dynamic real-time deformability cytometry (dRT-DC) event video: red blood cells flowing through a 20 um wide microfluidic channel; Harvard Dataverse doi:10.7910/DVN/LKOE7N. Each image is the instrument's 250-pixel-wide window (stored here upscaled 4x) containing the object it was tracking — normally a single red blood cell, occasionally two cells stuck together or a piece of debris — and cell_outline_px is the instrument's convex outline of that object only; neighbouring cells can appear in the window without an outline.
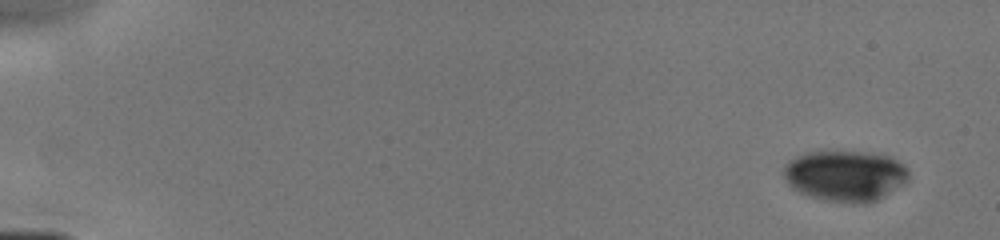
{"species": "human", "species_latin": "Homo sapiens", "temperature_condition": "cold", "stored_images_in_passage": 11, "camera_frame_rate_fps": 3000, "um_per_image_px": 0.085, "donor": {"sex": "male"}, "frame": {"image": 1, "passage_image": 1, "time_ms": 0.0, "image_size_px": [1000, 240], "cell_outline_px": [[908, 180], [904, 184], [884, 196], [868, 204], [852, 204], [824, 200], [800, 192], [792, 188], [784, 176], [784, 164], [788, 160], [804, 152], [868, 152], [888, 156], [904, 164], [908, 168]], "centroid_in_image_um": [71.86, 14.95], "position_along_channel_um": 13.1, "area_um2": 37.22}}
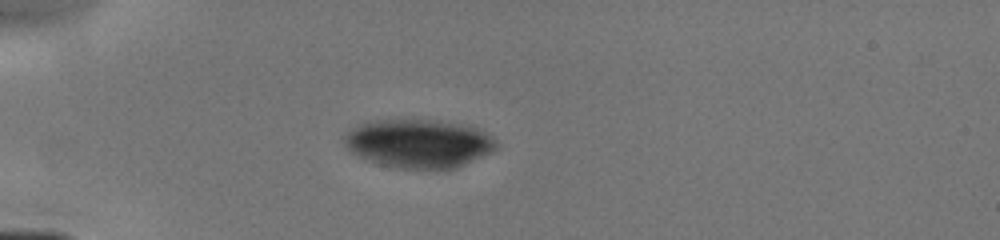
{"frame": {"image": 2, "passage_image": 7, "time_ms": 4.0, "image_size_px": [1000, 240], "cell_outline_px": [[500, 148], [492, 152], [456, 168], [400, 168], [376, 164], [352, 152], [344, 144], [344, 132], [368, 120], [424, 120], [452, 124], [476, 128], [492, 136], [500, 144]], "centroid_in_image_um": [35.58, 12.2], "position_along_channel_um": 49.4, "area_um2": 42.71}}